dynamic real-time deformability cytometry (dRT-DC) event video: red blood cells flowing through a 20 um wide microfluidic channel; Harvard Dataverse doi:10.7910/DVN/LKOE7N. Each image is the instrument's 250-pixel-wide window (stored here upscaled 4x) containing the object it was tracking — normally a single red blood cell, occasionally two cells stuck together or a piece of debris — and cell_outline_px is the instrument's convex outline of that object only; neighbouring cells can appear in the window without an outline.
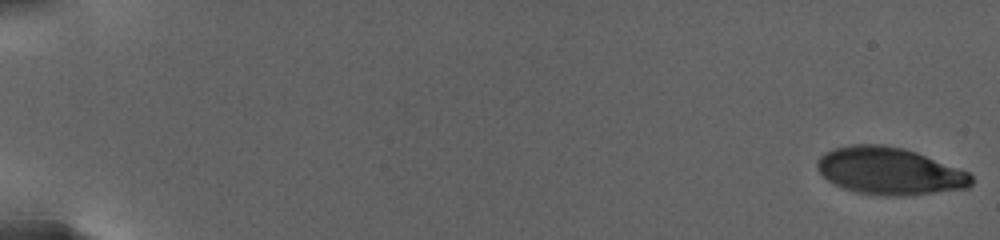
{"species": "human", "species_latin": "Homo sapiens", "temperature_condition": "warm", "stored_images_in_passage": 53, "camera_frame_rate_fps": 3000, "um_per_image_px": 0.085, "donor": {"sex": "female"}, "frame": {"image": 1, "passage_image": 1, "time_ms": 0.0, "image_size_px": [1000, 240], "cell_outline_px": [[972, 184], [968, 188], [912, 196], [880, 196], [856, 192], [844, 188], [828, 180], [816, 168], [816, 160], [824, 152], [836, 148], [852, 144], [880, 144], [904, 148], [916, 152], [968, 172], [972, 176]], "centroid_in_image_um": [75.61, 14.55], "position_along_channel_um": 9.4, "area_um2": 42.6}}
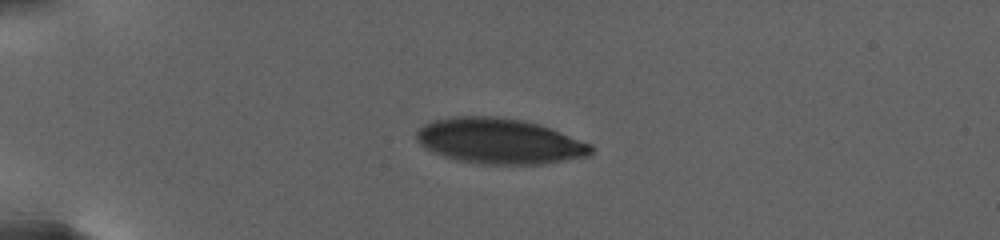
{"frame": {"image": 2, "passage_image": 38, "time_ms": 7.0, "image_size_px": [1000, 240], "cell_outline_px": [[592, 152], [588, 156], [544, 164], [480, 164], [456, 160], [432, 152], [424, 148], [416, 140], [416, 132], [424, 124], [436, 120], [460, 116], [480, 116], [520, 120], [536, 124], [548, 128], [592, 144]], "centroid_in_image_um": [42.42, 12.02], "position_along_channel_um": 42.6, "area_um2": 45.72}}